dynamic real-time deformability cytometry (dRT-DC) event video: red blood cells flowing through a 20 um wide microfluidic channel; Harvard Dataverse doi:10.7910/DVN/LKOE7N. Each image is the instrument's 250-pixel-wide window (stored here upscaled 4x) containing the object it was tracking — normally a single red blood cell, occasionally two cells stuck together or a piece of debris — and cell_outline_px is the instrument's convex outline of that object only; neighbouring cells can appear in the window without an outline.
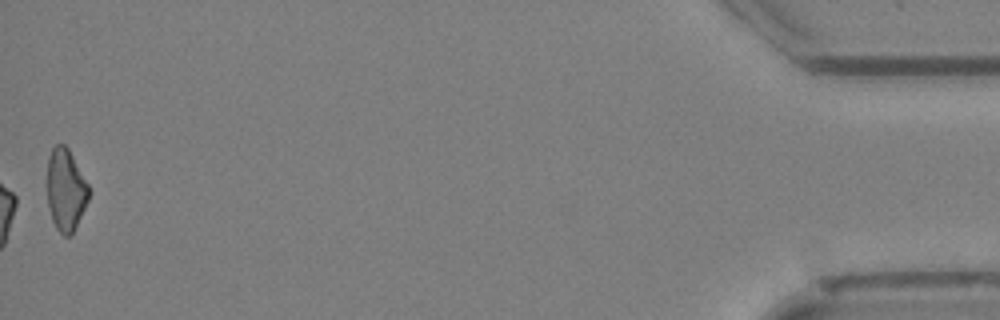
{"species": "Egyptian fruit bat (a non-hibernating species)", "species_latin": "Rousettus aegyptiacus", "temperature_condition": "cold", "stored_images_in_passage": 37, "camera_frame_rate_fps": 3000, "um_per_image_px": 0.085, "animal": {"sex": "female"}, "frame": {"image": 1, "passage_image": 37, "time_ms": 12.0, "image_size_px": [1000, 320], "cell_outline_px": [[92, 192], [72, 236], [64, 236], [56, 228], [52, 220], [48, 204], [48, 156], [52, 148], [56, 144], [64, 144], [68, 148], [88, 184]], "centroid_in_image_um": [5.61, 16.16], "position_along_channel_um": 429.6, "area_um2": 20.0}}